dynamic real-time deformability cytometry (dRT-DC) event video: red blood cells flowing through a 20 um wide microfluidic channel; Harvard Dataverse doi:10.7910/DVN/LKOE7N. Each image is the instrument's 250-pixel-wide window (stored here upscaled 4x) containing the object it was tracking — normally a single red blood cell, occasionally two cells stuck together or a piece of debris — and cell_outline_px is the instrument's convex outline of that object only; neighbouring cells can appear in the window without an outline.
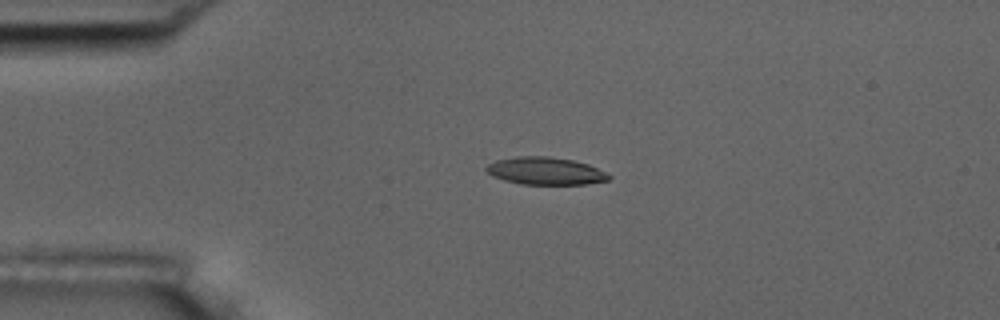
{"species": "common noctule bat (a hibernating species)", "species_latin": "Nyctalus noctula", "temperature_condition": "room temperature", "stored_images_in_passage": 5, "camera_frame_rate_fps": 3000, "um_per_image_px": 0.085, "animal": {"sex": "male", "body_mass_g": 17.5, "forearm_length_mm": 52.3}, "frame": {"image": 1, "passage_image": 4, "time_ms": 3.667, "image_size_px": [1000, 320], "cell_outline_px": [[612, 176], [608, 180], [584, 184], [520, 184], [504, 180], [492, 176], [484, 168], [488, 164], [496, 160], [516, 156], [548, 156], [572, 160], [588, 164]], "centroid_in_image_um": [46.32, 14.53], "position_along_channel_um": 38.7, "area_um2": 19.54}}